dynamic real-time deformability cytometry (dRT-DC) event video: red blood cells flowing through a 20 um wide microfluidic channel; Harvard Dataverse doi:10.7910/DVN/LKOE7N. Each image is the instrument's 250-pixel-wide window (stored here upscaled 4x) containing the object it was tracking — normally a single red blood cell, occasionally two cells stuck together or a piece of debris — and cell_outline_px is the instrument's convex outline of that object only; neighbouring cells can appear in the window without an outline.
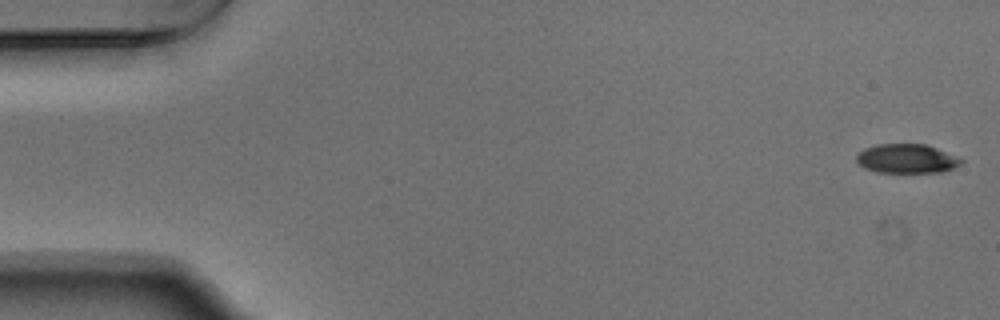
{"species": "Egyptian fruit bat (a non-hibernating species)", "species_latin": "Rousettus aegyptiacus", "temperature_condition": "warm", "stored_images_in_passage": 53, "camera_frame_rate_fps": 3000, "um_per_image_px": 0.085, "animal": {"sex": "male"}, "frame": {"image": 1, "passage_image": 1, "time_ms": 0.0, "image_size_px": [1000, 320], "cell_outline_px": [[964, 160], [960, 164], [952, 168], [940, 172], [876, 172], [864, 168], [856, 160], [856, 156], [864, 148], [876, 144], [924, 144], [936, 148]], "centroid_in_image_um": [77.03, 13.48], "position_along_channel_um": 8.0, "area_um2": 17.57}}
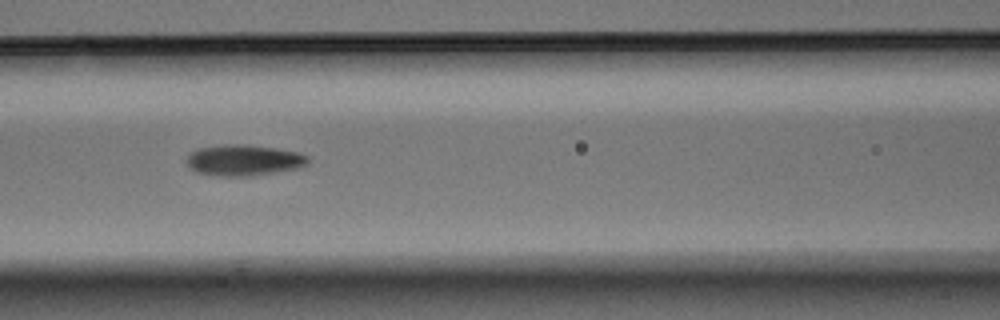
{"frame": {"image": 2, "passage_image": 23, "time_ms": 7.333, "image_size_px": [1000, 320], "cell_outline_px": [[308, 164], [300, 168], [252, 176], [216, 176], [196, 172], [188, 168], [184, 160], [192, 152], [200, 148], [220, 144], [244, 144], [276, 148], [300, 152], [308, 156]], "centroid_in_image_um": [20.71, 13.62], "position_along_channel_um": 145.9, "area_um2": 22.31}}
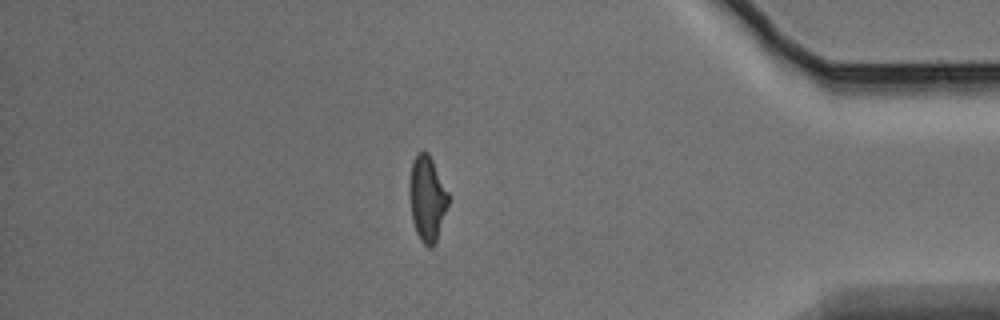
{"frame": {"image": 3, "passage_image": 46, "time_ms": 15.0, "image_size_px": [1000, 320], "cell_outline_px": [[448, 204], [436, 240], [432, 248], [428, 248], [420, 240], [416, 232], [412, 220], [408, 192], [408, 184], [412, 160], [420, 152], [428, 152], [448, 192]], "centroid_in_image_um": [36.27, 16.88], "position_along_channel_um": 398.9, "area_um2": 19.25}, "authors_computed_cell_mechanics": {"area_um2": 19.8832, "velocity_mm_per_s": 3.7604, "shape_relaxation_time_tau1_ms": 3.7636, "shape_relaxation_time_tau2_ms": 2.4018, "deformation_change_tau1": 0.1401, "deformation_change_tau2": 0.089}}